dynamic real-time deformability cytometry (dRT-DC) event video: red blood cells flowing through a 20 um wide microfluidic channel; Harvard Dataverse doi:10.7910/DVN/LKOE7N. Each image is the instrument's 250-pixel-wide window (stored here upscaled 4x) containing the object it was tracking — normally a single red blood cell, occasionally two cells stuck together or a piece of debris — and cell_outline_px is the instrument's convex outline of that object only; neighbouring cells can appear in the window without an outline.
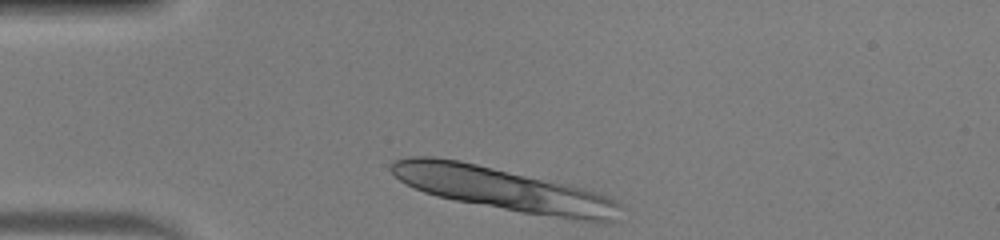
{"species": "human", "species_latin": "Homo sapiens", "temperature_condition": "warm", "stored_images_in_passage": 31, "segment_of_instrument_passage": [1, 2], "camera_frame_rate_fps": 3000, "um_per_image_px": 0.085, "donor": {"sex": "male"}, "frame": {"image": 1, "passage_image": 1, "time_ms": 0.0, "image_size_px": [1000, 240], "cell_outline_px": [[624, 208], [620, 220], [596, 224], [520, 212], [456, 200], [436, 196], [424, 192], [400, 180], [388, 168], [392, 160], [408, 156], [432, 156], [460, 160], [568, 184], [584, 188], [608, 196], [616, 200]], "centroid_in_image_um": [42.92, 16.11], "position_along_channel_um": 42.1, "area_um2": 58.15}}